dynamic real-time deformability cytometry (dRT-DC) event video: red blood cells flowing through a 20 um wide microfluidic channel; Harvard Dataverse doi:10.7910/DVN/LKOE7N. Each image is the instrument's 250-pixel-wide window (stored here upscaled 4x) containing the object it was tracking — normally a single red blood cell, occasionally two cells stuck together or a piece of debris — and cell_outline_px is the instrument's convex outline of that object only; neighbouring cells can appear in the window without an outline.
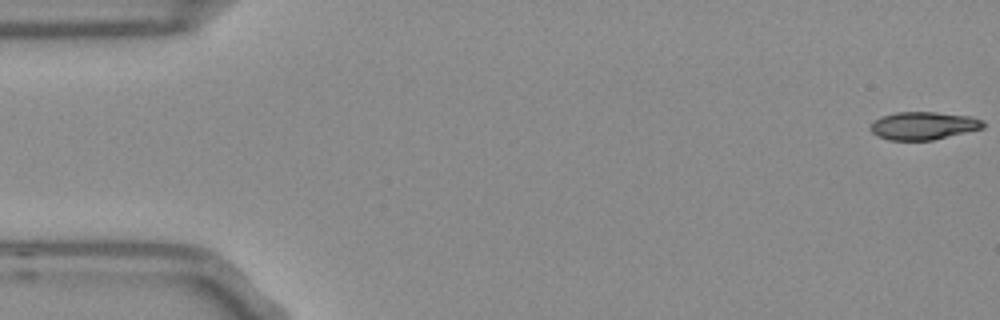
{"species": "Egyptian fruit bat (a non-hibernating species)", "species_latin": "Rousettus aegyptiacus", "temperature_condition": "room temperature", "stored_images_in_passage": 9, "camera_frame_rate_fps": 3000, "um_per_image_px": 0.085, "frame": {"image": 1, "passage_image": 1, "time_ms": 0.0, "image_size_px": [1000, 320], "cell_outline_px": [[984, 128], [932, 140], [888, 140], [872, 132], [872, 124], [880, 116], [896, 112], [936, 112], [972, 116], [984, 120]], "centroid_in_image_um": [78.54, 10.67], "position_along_channel_um": 6.5, "area_um2": 18.21}}